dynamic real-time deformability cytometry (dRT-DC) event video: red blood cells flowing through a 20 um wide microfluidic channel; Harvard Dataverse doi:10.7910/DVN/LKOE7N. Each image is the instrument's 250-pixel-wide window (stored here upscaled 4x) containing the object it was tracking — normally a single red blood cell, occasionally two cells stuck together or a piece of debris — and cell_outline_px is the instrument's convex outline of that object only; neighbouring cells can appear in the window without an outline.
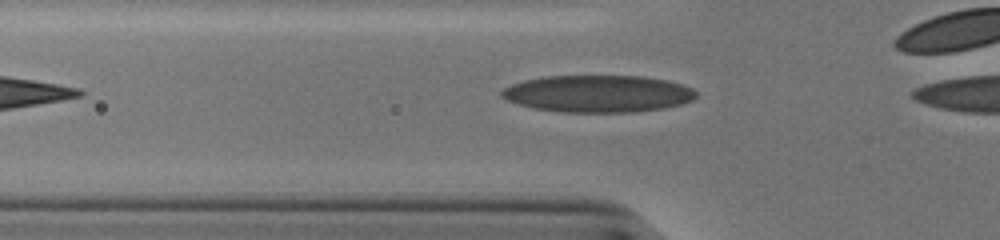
{"species": "human", "species_latin": "Homo sapiens", "temperature_condition": "cold", "stored_images_in_passage": 31, "camera_frame_rate_fps": 3000, "um_per_image_px": 0.085, "donor": {"sex": "male"}, "frame": {"image": 1, "passage_image": 3, "time_ms": 0.667, "image_size_px": [1000, 240], "cell_outline_px": [[696, 96], [692, 100], [680, 104], [664, 108], [636, 112], [560, 112], [536, 108], [520, 104], [508, 100], [500, 96], [500, 92], [504, 88], [512, 84], [524, 80], [544, 76], [640, 76], [668, 80], [684, 84], [692, 88], [696, 92]], "centroid_in_image_um": [50.85, 7.96], "position_along_channel_um": 75.0, "area_um2": 42.02}}
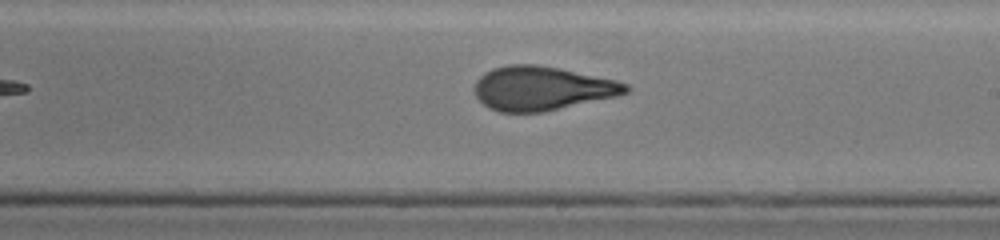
{"frame": {"image": 2, "passage_image": 16, "time_ms": 5.0, "image_size_px": [1000, 240], "cell_outline_px": [[632, 88], [628, 92], [616, 96], [544, 112], [500, 112], [488, 108], [476, 96], [472, 88], [476, 80], [484, 72], [492, 68], [508, 64], [536, 64], [560, 68], [616, 80], [628, 84]], "centroid_in_image_um": [46.04, 7.5], "position_along_channel_um": 243.0, "area_um2": 39.07}}
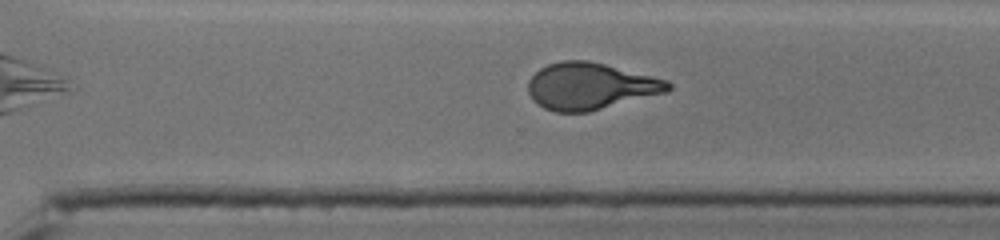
{"frame": {"image": 3, "passage_image": 22, "time_ms": 7.0, "image_size_px": [1000, 240], "cell_outline_px": [[672, 88], [668, 92], [588, 112], [556, 112], [544, 108], [536, 104], [532, 100], [528, 92], [528, 80], [540, 68], [548, 64], [564, 60], [588, 60], [668, 80], [672, 84]], "centroid_in_image_um": [50.17, 7.33], "position_along_channel_um": 320.4, "area_um2": 38.21}, "authors_computed_cell_mechanics": {"area_um2": 39.0728, "velocity_mm_per_s": 3.8749, "shape_relaxation_time_tau1_ms": 9.0069, "shape_relaxation_time_tau2_ms": 1.2563, "deformation_change_tau1": 0.2933, "deformation_change_tau2": 0.0942}}